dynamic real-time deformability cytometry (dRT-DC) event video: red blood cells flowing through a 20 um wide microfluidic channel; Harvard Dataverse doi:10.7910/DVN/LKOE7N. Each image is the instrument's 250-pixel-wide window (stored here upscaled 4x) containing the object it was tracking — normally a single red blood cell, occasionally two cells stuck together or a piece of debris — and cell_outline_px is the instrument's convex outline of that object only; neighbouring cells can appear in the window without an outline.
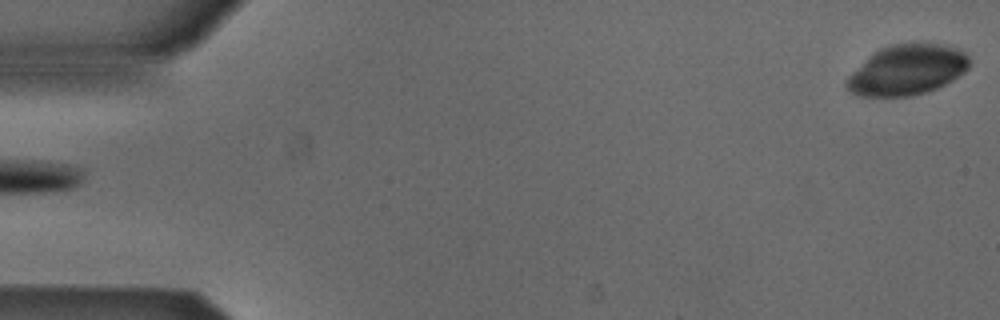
{"species": "Egyptian fruit bat (a non-hibernating species)", "species_latin": "Rousettus aegyptiacus", "temperature_condition": "cold", "stored_images_in_passage": 51, "camera_frame_rate_fps": 3000, "um_per_image_px": 0.085, "animal": {"sex": "male"}, "frame": {"image": 1, "passage_image": 1, "time_ms": 0.0, "image_size_px": [1000, 320], "cell_outline_px": [[968, 68], [964, 72], [952, 80], [936, 88], [912, 96], [856, 96], [844, 84], [848, 76], [868, 56], [880, 48], [892, 44], [912, 40], [928, 40], [956, 48], [964, 52], [968, 56]], "centroid_in_image_um": [77.1, 5.89], "position_along_channel_um": 7.9, "area_um2": 36.53}}
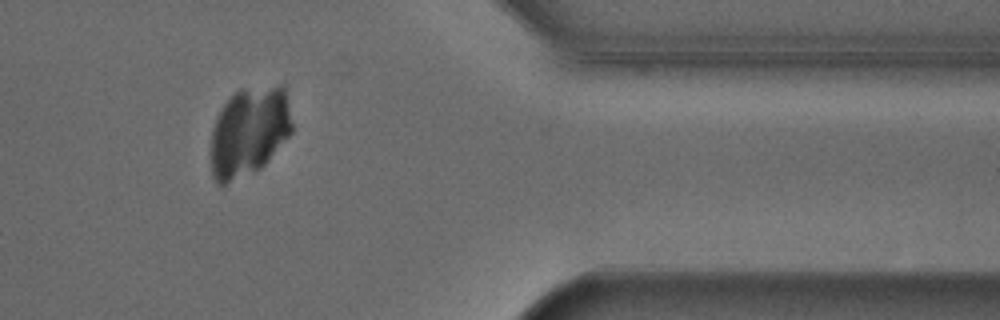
{"frame": {"image": 2, "passage_image": 44, "time_ms": 14.333, "image_size_px": [1000, 320], "cell_outline_px": [[292, 132], [264, 164], [260, 168], [224, 184], [216, 184], [212, 176], [212, 128], [224, 104], [240, 88], [280, 84], [284, 88], [292, 124]], "centroid_in_image_um": [21.18, 11.16], "position_along_channel_um": 390.2, "area_um2": 41.73}}